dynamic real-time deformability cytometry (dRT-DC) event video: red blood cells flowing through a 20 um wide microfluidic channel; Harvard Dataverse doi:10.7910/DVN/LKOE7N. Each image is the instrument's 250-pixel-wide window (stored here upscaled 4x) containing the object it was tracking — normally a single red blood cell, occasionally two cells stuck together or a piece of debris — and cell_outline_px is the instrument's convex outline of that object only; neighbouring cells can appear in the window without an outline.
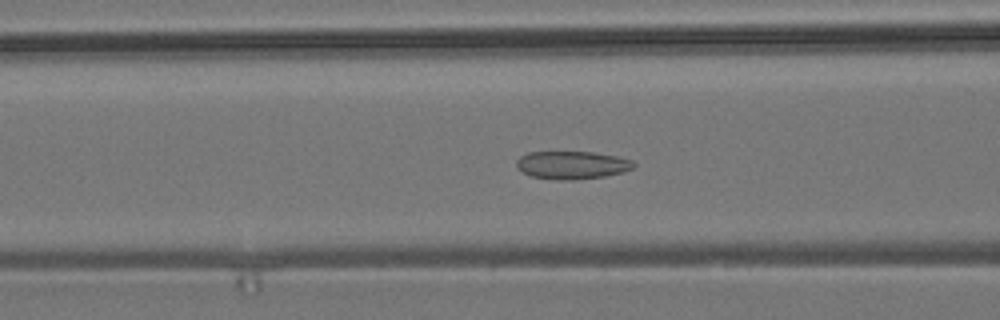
{"species": "common noctule bat (a hibernating species)", "species_latin": "Nyctalus noctula", "temperature_condition": "room temperature", "stored_images_in_passage": 40, "camera_frame_rate_fps": 3000, "um_per_image_px": 0.085, "animal": {"sex": "male", "body_mass_g": 19.2, "forearm_length_mm": 51.8}, "frame": {"image": 1, "passage_image": 6, "time_ms": 1.667, "image_size_px": [1000, 320], "cell_outline_px": [[636, 164], [632, 168], [624, 172], [604, 176], [576, 180], [556, 180], [532, 176], [516, 168], [516, 160], [520, 156], [528, 152], [592, 152], [620, 156], [632, 160]], "centroid_in_image_um": [48.63, 14.03], "position_along_channel_um": 118.0, "area_um2": 19.25}}
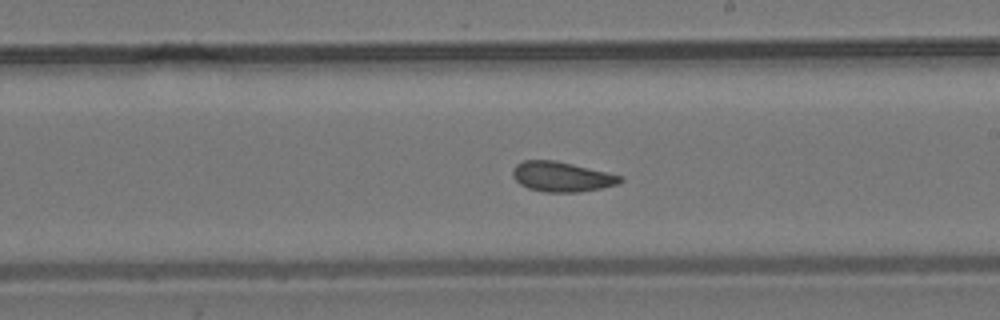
{"frame": {"image": 2, "passage_image": 16, "time_ms": 5.0, "image_size_px": [1000, 320], "cell_outline_px": [[624, 180], [616, 184], [600, 188], [580, 192], [544, 192], [528, 188], [520, 184], [512, 176], [512, 168], [516, 164], [524, 160], [556, 160], [620, 176]], "centroid_in_image_um": [47.67, 15.02], "position_along_channel_um": 241.3, "area_um2": 18.55}}
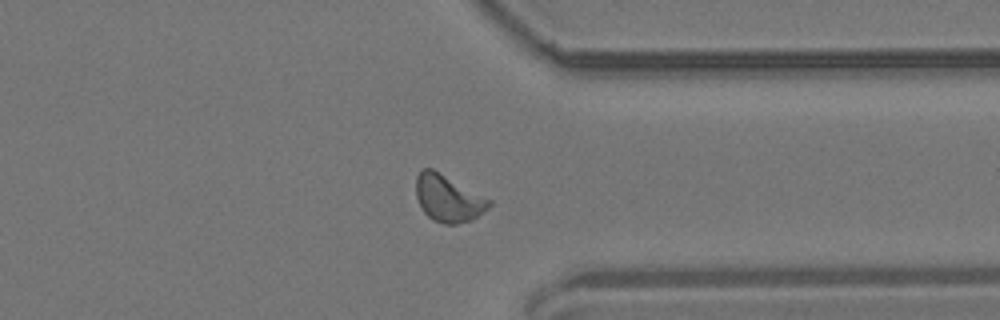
{"frame": {"image": 3, "passage_image": 27, "time_ms": 8.667, "image_size_px": [1000, 320], "cell_outline_px": [[492, 204], [484, 212], [468, 220], [456, 224], [444, 224], [432, 220], [420, 208], [416, 196], [416, 176], [424, 168], [432, 168], [492, 200]], "centroid_in_image_um": [38.08, 16.86], "position_along_channel_um": 373.3, "area_um2": 19.88}, "authors_computed_cell_mechanics": {"area_um2": 18.8139, "velocity_mm_per_s": 3.6938, "shape_relaxation_time_tau1_ms": null, "shape_relaxation_time_tau2_ms": 2.9932, "deformation_change_tau1": null, "deformation_change_tau2": 0.07}}